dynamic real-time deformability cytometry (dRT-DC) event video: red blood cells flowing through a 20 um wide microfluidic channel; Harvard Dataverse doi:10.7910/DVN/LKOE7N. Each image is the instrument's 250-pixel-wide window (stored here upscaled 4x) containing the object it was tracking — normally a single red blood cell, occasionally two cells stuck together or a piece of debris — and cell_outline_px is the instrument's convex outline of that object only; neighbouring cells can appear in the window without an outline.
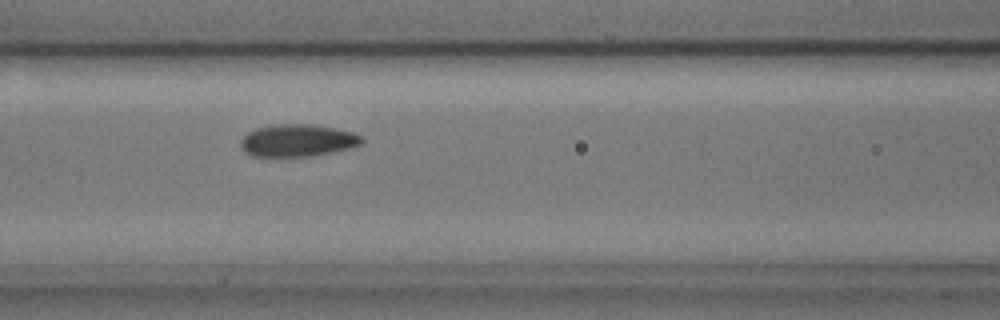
{"species": "common noctule bat (a hibernating species)", "species_latin": "Nyctalus noctula", "temperature_condition": "cold", "stored_images_in_passage": 28, "camera_frame_rate_fps": 3000, "um_per_image_px": 0.085, "animal": {"sex": "male", "body_mass_g": 17.9, "forearm_length_mm": 54.2}, "frame": {"image": 1, "passage_image": 7, "time_ms": 2.0, "image_size_px": [1000, 320], "cell_outline_px": [[364, 140], [360, 144], [348, 148], [312, 156], [252, 156], [244, 152], [240, 144], [240, 140], [248, 132], [256, 128], [276, 124], [312, 124], [352, 132], [360, 136]], "centroid_in_image_um": [25.24, 11.94], "position_along_channel_um": 141.4, "area_um2": 22.54}}
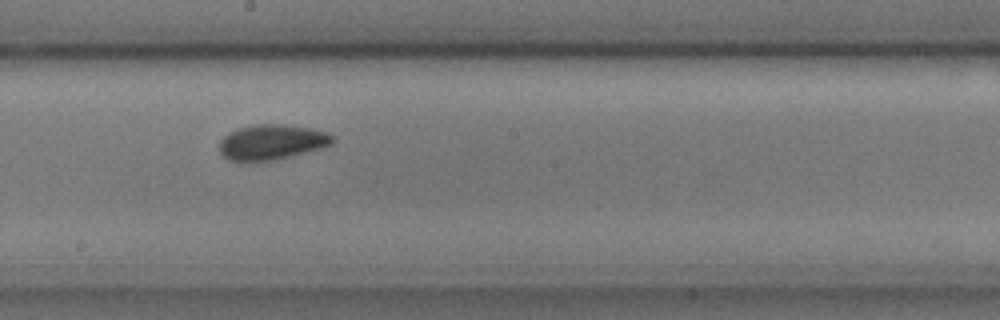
{"frame": {"image": 2, "passage_image": 14, "time_ms": 4.333, "image_size_px": [1000, 320], "cell_outline_px": [[336, 140], [332, 144], [320, 148], [292, 156], [276, 160], [248, 164], [240, 164], [228, 160], [220, 152], [220, 140], [228, 132], [236, 128], [256, 124], [284, 124], [312, 128], [328, 132]], "centroid_in_image_um": [23.05, 12.11], "position_along_channel_um": 225.1, "area_um2": 24.04}}
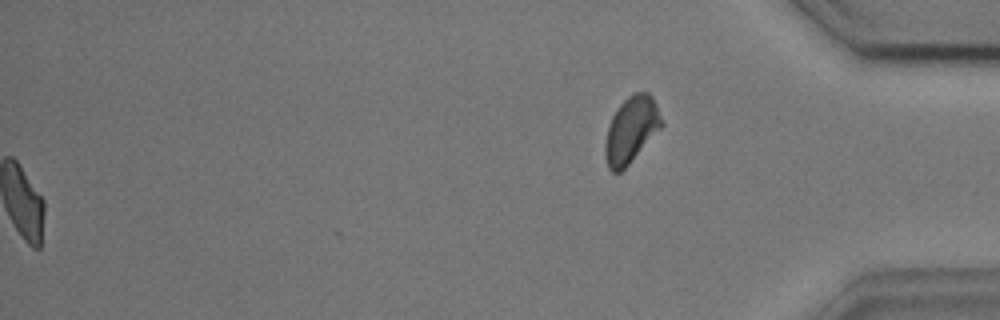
{"frame": {"image": 3, "passage_image": 28, "time_ms": 9.0, "image_size_px": [1000, 320], "cell_outline_px": [[664, 124], [628, 164], [620, 172], [612, 172], [608, 168], [604, 156], [604, 144], [608, 128], [612, 116], [620, 104], [632, 92], [648, 92], [652, 96], [656, 104]], "centroid_in_image_um": [53.63, 11.02], "position_along_channel_um": 381.6, "area_um2": 21.56}, "authors_computed_cell_mechanics": {"area_um2": 22.3397, "velocity_mm_per_s": 3.6023, "shape_relaxation_time_tau1_ms": 2.7739, "shape_relaxation_time_tau2_ms": 1.6619, "deformation_change_tau1": 0.0726, "deformation_change_tau2": 0.0522}}